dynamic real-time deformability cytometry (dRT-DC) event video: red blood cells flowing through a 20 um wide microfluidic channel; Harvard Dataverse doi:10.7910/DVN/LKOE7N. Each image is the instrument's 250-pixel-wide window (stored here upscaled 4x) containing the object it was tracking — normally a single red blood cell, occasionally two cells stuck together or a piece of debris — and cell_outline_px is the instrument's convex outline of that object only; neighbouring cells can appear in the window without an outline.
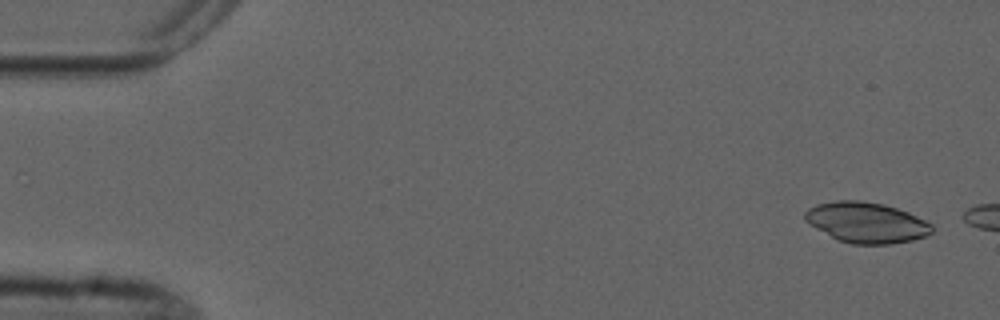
{"species": "common noctule bat (a hibernating species)", "species_latin": "Nyctalus noctula", "temperature_condition": "cold", "stored_images_in_passage": 2, "camera_frame_rate_fps": 3000, "um_per_image_px": 0.085, "animal": {"sex": "male", "forearm_length_mm": 52.5}, "frame": {"image": 1, "passage_image": 1, "time_ms": 0.0, "image_size_px": [1000, 320], "cell_outline_px": [[932, 232], [928, 236], [912, 240], [888, 244], [852, 244], [840, 240], [816, 228], [804, 220], [804, 212], [808, 208], [816, 204], [836, 200], [860, 200], [884, 204], [908, 212], [932, 224]], "centroid_in_image_um": [73.64, 18.9], "position_along_channel_um": 11.4, "area_um2": 29.94}}